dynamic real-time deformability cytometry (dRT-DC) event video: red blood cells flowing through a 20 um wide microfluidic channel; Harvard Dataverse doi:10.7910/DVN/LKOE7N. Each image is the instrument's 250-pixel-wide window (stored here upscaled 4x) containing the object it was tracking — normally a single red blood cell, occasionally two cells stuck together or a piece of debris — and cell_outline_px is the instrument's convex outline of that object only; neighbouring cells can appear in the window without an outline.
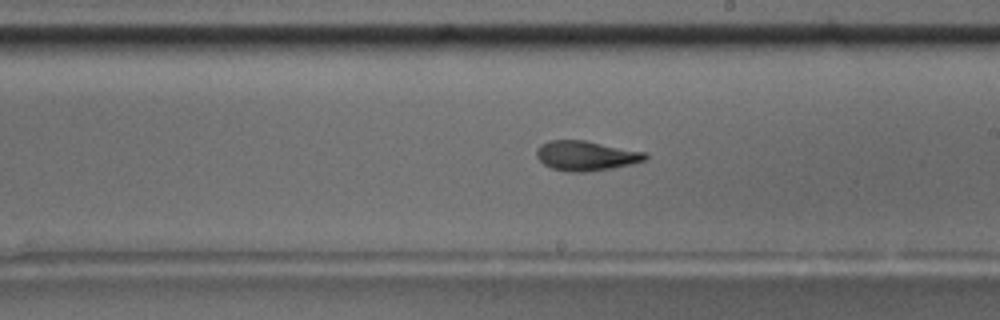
{"species": "common noctule bat (a hibernating species)", "species_latin": "Nyctalus noctula", "temperature_condition": "room temperature", "stored_images_in_passage": 55, "camera_frame_rate_fps": 3000, "um_per_image_px": 0.085, "animal": {"sex": "male", "body_mass_g": 17.5, "forearm_length_mm": 52.3}, "frame": {"image": 1, "passage_image": 32, "time_ms": 10.333, "image_size_px": [1000, 320], "cell_outline_px": [[648, 156], [644, 160], [632, 164], [612, 168], [584, 172], [568, 172], [552, 168], [544, 164], [536, 156], [536, 148], [540, 144], [548, 140], [584, 140], [648, 152]], "centroid_in_image_um": [49.81, 13.23], "position_along_channel_um": 239.2, "area_um2": 19.02}, "authors_computed_cell_mechanics": {"area_um2": 18.7272, "velocity_mm_per_s": 3.7114, "shape_relaxation_time_tau1_ms": 6.7848, "shape_relaxation_time_tau2_ms": 3.3771, "deformation_change_tau1": 0.1992, "deformation_change_tau2": 0.1124}}